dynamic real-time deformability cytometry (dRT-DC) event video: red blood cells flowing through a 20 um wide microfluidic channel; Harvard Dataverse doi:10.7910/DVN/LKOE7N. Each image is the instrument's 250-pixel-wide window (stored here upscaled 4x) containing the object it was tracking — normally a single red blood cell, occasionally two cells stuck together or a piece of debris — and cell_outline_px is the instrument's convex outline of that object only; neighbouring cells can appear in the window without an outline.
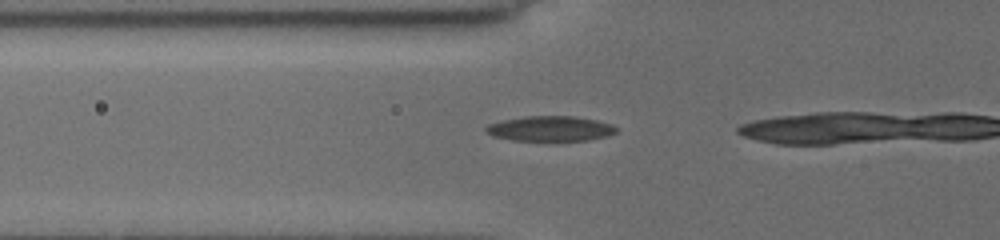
{"species": "common noctule bat (a hibernating species)", "species_latin": "Nyctalus noctula", "temperature_condition": "cold", "stored_images_in_passage": 9, "camera_frame_rate_fps": 3000, "um_per_image_px": 0.085, "animal": {"sex": "female", "body_mass_g": 19.5, "forearm_length_mm": 54.1}, "frame": {"image": 1, "passage_image": 7, "time_ms": 5.0, "image_size_px": [1000, 240], "cell_outline_px": [[616, 132], [608, 136], [588, 140], [512, 140], [492, 136], [484, 132], [484, 128], [488, 124], [500, 120], [524, 116], [576, 116], [596, 120], [612, 124], [616, 128]], "centroid_in_image_um": [46.73, 10.92], "position_along_channel_um": 79.1, "area_um2": 19.19}}